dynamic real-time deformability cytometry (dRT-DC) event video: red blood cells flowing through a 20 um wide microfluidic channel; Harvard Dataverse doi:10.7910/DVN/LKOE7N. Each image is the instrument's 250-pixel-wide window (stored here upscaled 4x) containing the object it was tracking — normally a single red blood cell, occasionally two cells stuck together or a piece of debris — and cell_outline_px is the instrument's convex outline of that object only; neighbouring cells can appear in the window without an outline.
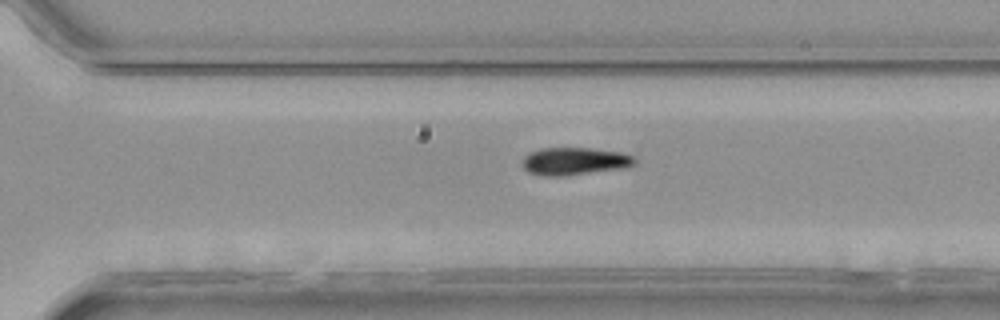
{"species": "common noctule bat (a hibernating species)", "species_latin": "Nyctalus noctula", "temperature_condition": "room temperature", "stored_images_in_passage": 35, "camera_frame_rate_fps": 3000, "um_per_image_px": 0.085, "animal": {"sex": "female", "body_mass_g": 25.1}, "frame": {"image": 1, "passage_image": 25, "time_ms": 8.0, "image_size_px": [1000, 320], "cell_outline_px": [[636, 164], [624, 168], [560, 176], [544, 176], [528, 172], [524, 168], [524, 156], [528, 152], [540, 148], [592, 148], [620, 152], [632, 156], [636, 160]], "centroid_in_image_um": [48.83, 13.69], "position_along_channel_um": 321.8, "area_um2": 17.98}, "authors_computed_cell_mechanics": {"area_um2": 17.5134, "velocity_mm_per_s": 3.7793, "shape_relaxation_time_tau1_ms": 6.6058, "shape_relaxation_time_tau2_ms": null, "deformation_change_tau1": 0.1834, "deformation_change_tau2": null}}